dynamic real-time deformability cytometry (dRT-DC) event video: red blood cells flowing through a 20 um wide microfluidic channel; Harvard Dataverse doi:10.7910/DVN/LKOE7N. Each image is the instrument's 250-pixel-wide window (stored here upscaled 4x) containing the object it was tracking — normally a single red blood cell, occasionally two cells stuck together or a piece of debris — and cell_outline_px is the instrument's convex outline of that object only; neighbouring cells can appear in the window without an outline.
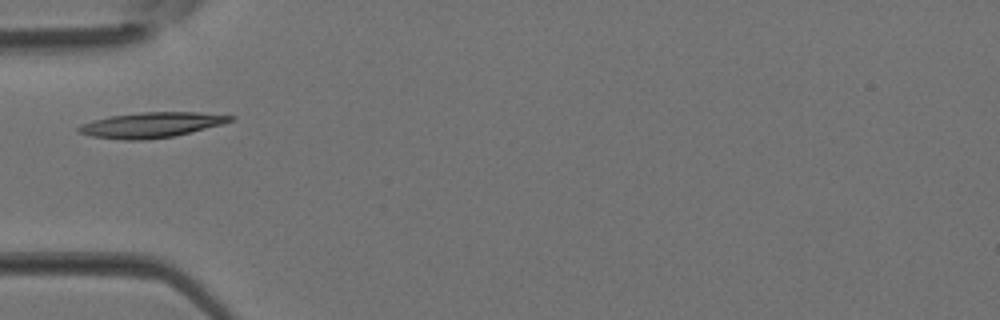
{"species": "Egyptian fruit bat (a non-hibernating species)", "species_latin": "Rousettus aegyptiacus", "temperature_condition": "room temperature", "stored_images_in_passage": 1, "camera_frame_rate_fps": 3000, "um_per_image_px": 0.085, "animal": {"sex": "female"}, "frame": {"image": 1, "passage_image": 1, "time_ms": 0.0, "image_size_px": [1000, 320], "cell_outline_px": [[236, 120], [224, 124], [172, 136], [144, 140], [124, 140], [92, 136], [76, 132], [76, 128], [80, 124], [92, 120], [112, 116], [140, 112], [200, 112], [236, 116]], "centroid_in_image_um": [12.88, 10.61], "position_along_channel_um": 72.1, "area_um2": 22.43}}